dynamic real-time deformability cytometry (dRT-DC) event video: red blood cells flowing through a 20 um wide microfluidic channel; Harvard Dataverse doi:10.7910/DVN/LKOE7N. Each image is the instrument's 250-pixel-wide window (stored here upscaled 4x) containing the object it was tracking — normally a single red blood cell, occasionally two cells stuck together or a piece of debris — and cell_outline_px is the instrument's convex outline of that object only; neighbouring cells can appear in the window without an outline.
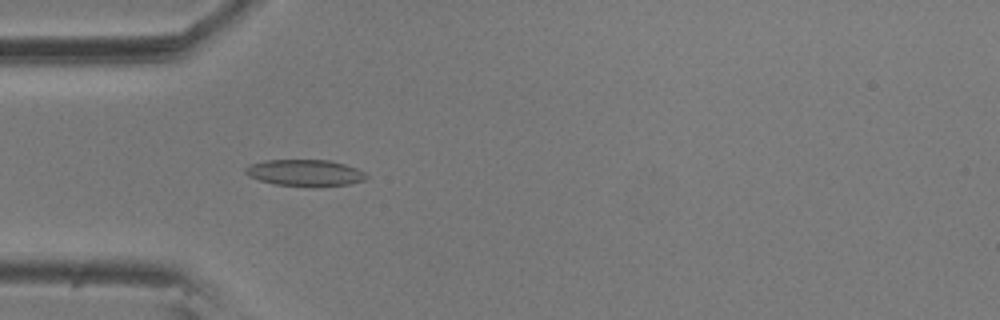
{"species": "common noctule bat (a hibernating species)", "species_latin": "Nyctalus noctula", "temperature_condition": "room temperature", "stored_images_in_passage": 1, "camera_frame_rate_fps": 3000, "um_per_image_px": 0.085, "animal": {"sex": "male", "body_mass_g": 20.5, "forearm_length_mm": 52.5}, "frame": {"image": 1, "passage_image": 1, "time_ms": 0.0, "image_size_px": [1000, 320], "cell_outline_px": [[368, 176], [364, 180], [348, 184], [316, 188], [308, 188], [276, 184], [260, 180], [248, 176], [244, 172], [244, 168], [252, 164], [264, 160], [328, 160], [344, 164], [356, 168], [364, 172]], "centroid_in_image_um": [25.92, 14.71], "position_along_channel_um": 59.1, "area_um2": 18.96}}